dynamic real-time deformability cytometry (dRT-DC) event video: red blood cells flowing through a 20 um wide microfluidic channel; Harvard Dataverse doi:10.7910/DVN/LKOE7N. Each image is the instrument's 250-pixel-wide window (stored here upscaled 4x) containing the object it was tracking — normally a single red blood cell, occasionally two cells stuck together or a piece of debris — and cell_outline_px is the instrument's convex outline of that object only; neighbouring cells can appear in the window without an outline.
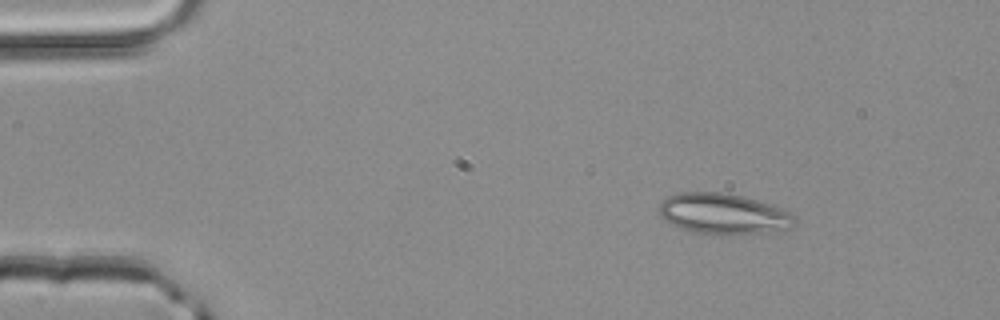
{"species": "common noctule bat (a hibernating species)", "species_latin": "Nyctalus noctula", "temperature_condition": "room temperature", "stored_images_in_passage": 2, "camera_frame_rate_fps": 3000, "um_per_image_px": 0.085, "animal": {"sex": "male", "body_mass_g": 20.4}, "frame": {"image": 1, "passage_image": 1, "time_ms": 0.0, "image_size_px": [1000, 320], "cell_outline_px": [[796, 224], [792, 228], [768, 232], [692, 232], [680, 228], [664, 220], [660, 216], [660, 204], [668, 196], [680, 192], [724, 192], [744, 196], [772, 204], [792, 212], [796, 216]], "centroid_in_image_um": [61.54, 18.13], "position_along_channel_um": 23.5, "area_um2": 31.79}}